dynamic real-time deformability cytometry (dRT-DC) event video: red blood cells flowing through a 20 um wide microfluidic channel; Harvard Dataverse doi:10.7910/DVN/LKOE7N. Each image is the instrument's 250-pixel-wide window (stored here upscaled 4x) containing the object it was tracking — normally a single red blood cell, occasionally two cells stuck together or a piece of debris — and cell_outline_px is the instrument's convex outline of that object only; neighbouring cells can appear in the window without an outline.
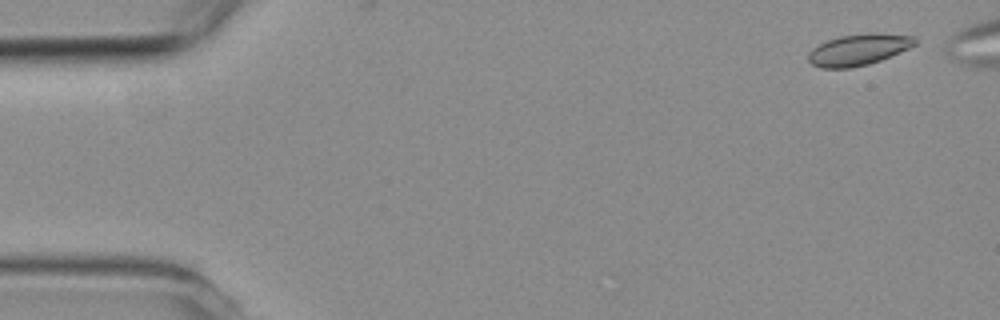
{"species": "common noctule bat (a hibernating species)", "species_latin": "Nyctalus noctula", "temperature_condition": "room temperature", "stored_images_in_passage": 5, "camera_frame_rate_fps": 3000, "um_per_image_px": 0.085, "animal": {"sex": "female", "body_mass_g": 19.3, "forearm_length_mm": 54.1}, "frame": {"image": 1, "passage_image": 1, "time_ms": 0.0, "image_size_px": [1000, 320], "cell_outline_px": [[916, 44], [900, 52], [880, 60], [868, 64], [848, 68], [820, 68], [812, 64], [808, 60], [808, 52], [812, 48], [828, 40], [840, 36], [868, 32], [872, 32], [916, 36]], "centroid_in_image_um": [72.97, 4.21], "position_along_channel_um": 12.0, "area_um2": 19.48}}